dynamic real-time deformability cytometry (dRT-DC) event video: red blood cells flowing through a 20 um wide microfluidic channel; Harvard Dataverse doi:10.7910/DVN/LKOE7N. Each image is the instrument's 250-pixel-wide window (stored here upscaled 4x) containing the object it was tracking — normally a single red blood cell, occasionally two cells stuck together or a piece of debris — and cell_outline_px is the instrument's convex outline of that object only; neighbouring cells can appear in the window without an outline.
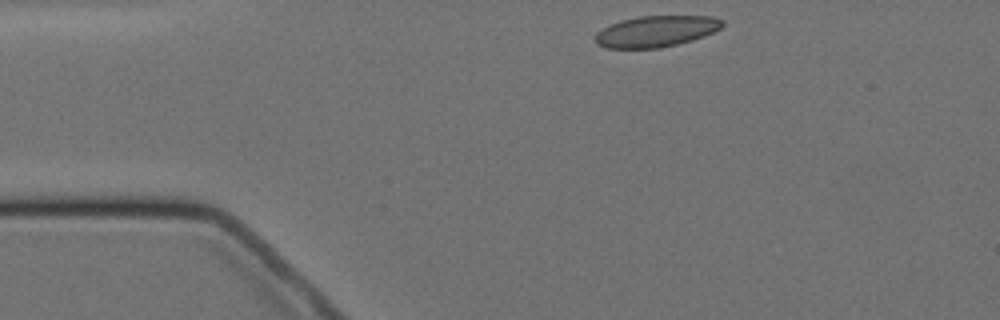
{"species": "Egyptian fruit bat (a non-hibernating species)", "species_latin": "Rousettus aegyptiacus", "temperature_condition": "cold", "stored_images_in_passage": 3, "camera_frame_rate_fps": 3000, "um_per_image_px": 0.085, "animal": {"sex": "female"}, "frame": {"image": 1, "passage_image": 1, "time_ms": 0.0, "image_size_px": [1000, 320], "cell_outline_px": [[724, 24], [720, 28], [704, 36], [692, 40], [660, 48], [608, 48], [596, 44], [596, 32], [620, 20], [640, 16], [712, 16], [724, 20]], "centroid_in_image_um": [55.78, 2.66], "position_along_channel_um": 29.2, "area_um2": 22.95}}
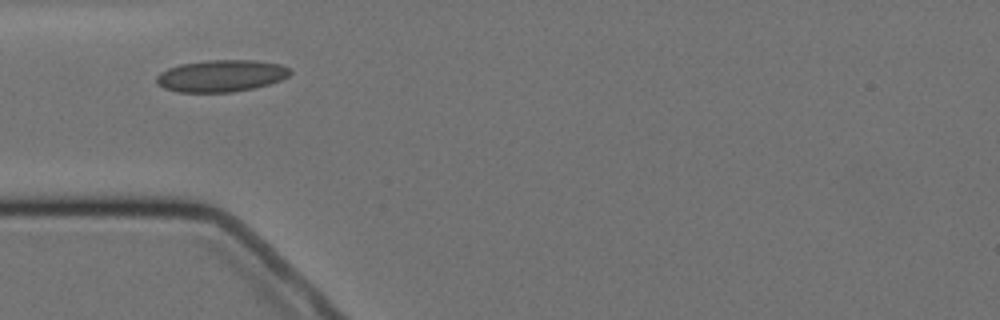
{"frame": {"image": 2, "passage_image": 3, "time_ms": 2.333, "image_size_px": [1000, 320], "cell_outline_px": [[292, 72], [288, 76], [280, 80], [268, 84], [252, 88], [232, 92], [180, 92], [164, 88], [156, 84], [156, 76], [160, 72], [168, 68], [180, 64], [208, 60], [256, 60], [280, 64], [288, 68]], "centroid_in_image_um": [18.77, 6.44], "position_along_channel_um": 66.2, "area_um2": 24.8}}